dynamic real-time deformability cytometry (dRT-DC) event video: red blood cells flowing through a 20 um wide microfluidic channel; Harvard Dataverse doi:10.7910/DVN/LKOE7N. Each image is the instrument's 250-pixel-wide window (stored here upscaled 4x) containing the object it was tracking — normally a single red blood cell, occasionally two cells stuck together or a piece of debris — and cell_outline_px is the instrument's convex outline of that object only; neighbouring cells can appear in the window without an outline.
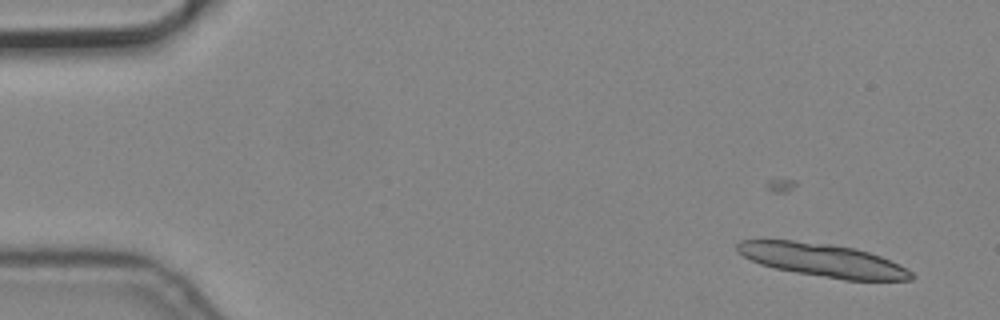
{"species": "common noctule bat (a hibernating species)", "species_latin": "Nyctalus noctula", "temperature_condition": "cold", "stored_images_in_passage": 7, "camera_frame_rate_fps": 3000, "um_per_image_px": 0.085, "animal": {"sex": "male", "body_mass_g": 19.2, "forearm_length_mm": 51.8}, "frame": {"image": 1, "passage_image": 3, "time_ms": 0.667, "image_size_px": [1000, 320], "cell_outline_px": [[916, 276], [912, 280], [844, 280], [796, 272], [776, 268], [760, 264], [736, 252], [736, 244], [740, 240], [792, 240], [832, 244], [856, 248], [880, 256], [900, 264], [912, 272]], "centroid_in_image_um": [69.96, 22.11], "position_along_channel_um": 15.0, "area_um2": 33.64}}
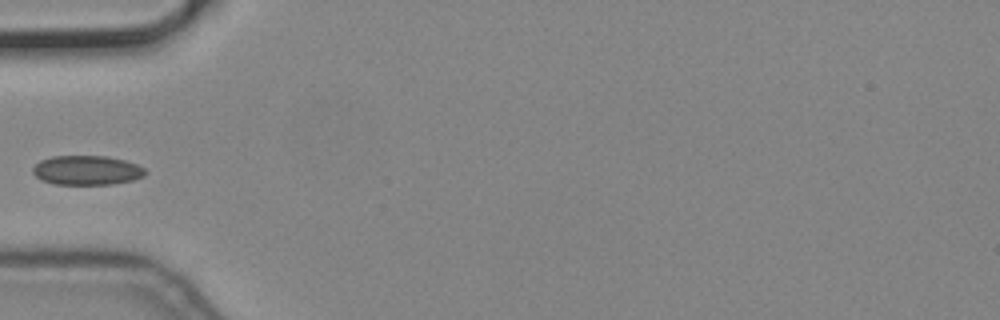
{"frame": {"image": 2, "passage_image": 7, "time_ms": 2.0, "image_size_px": [1000, 320], "cell_outline_px": [[148, 172], [144, 176], [132, 180], [112, 184], [52, 184], [40, 180], [32, 172], [32, 168], [40, 160], [52, 156], [108, 156], [124, 160], [136, 164], [144, 168]], "centroid_in_image_um": [7.37, 14.47], "position_along_channel_um": 77.6, "area_um2": 19.36}}